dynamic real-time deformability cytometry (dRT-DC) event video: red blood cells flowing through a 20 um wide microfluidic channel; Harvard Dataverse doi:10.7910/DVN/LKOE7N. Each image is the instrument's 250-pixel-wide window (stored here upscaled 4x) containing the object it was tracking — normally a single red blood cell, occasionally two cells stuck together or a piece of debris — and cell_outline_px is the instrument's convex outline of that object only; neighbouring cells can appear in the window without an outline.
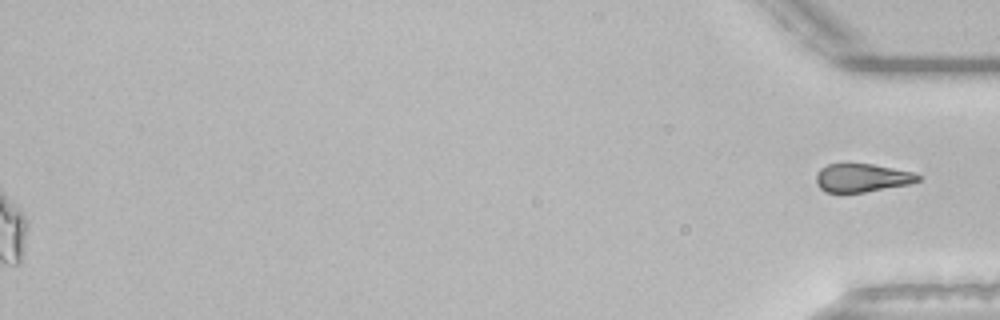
{"species": "common noctule bat (a hibernating species)", "species_latin": "Nyctalus noctula", "temperature_condition": "room temperature", "stored_images_in_passage": 46, "segment_of_instrument_passage": [2, 2], "camera_frame_rate_fps": 3000, "um_per_image_px": 0.085, "animal": {"sex": "male", "body_mass_g": 21.5, "forearm_length_mm": 52.0}, "frame": {"image": 1, "passage_image": 46, "time_ms": 15.0, "image_size_px": [1000, 320], "cell_outline_px": [[920, 180], [908, 184], [864, 192], [824, 192], [816, 184], [816, 172], [820, 168], [828, 164], [872, 164], [912, 172], [920, 176]], "centroid_in_image_um": [73.22, 15.11], "position_along_channel_um": 362.0, "area_um2": 16.65}}